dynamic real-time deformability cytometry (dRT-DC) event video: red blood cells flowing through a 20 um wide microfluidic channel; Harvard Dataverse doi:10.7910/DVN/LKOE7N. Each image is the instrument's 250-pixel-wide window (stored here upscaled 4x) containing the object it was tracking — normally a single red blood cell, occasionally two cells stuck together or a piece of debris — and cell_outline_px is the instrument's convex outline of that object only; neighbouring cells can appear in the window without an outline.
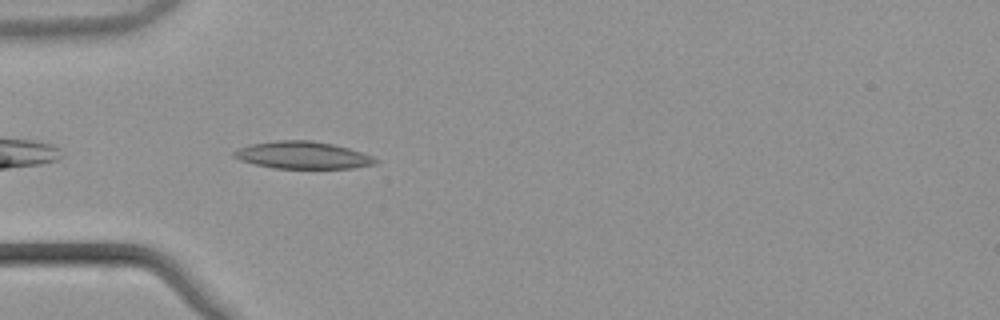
{"species": "common noctule bat (a hibernating species)", "species_latin": "Nyctalus noctula", "temperature_condition": "warm", "stored_images_in_passage": 6, "camera_frame_rate_fps": 3000, "um_per_image_px": 0.085, "animal": {"sex": "male", "body_mass_g": 21.5, "forearm_length_mm": 52.0}, "frame": {"image": 1, "passage_image": 2, "time_ms": 0.333, "image_size_px": [1000, 320], "cell_outline_px": [[380, 160], [376, 164], [352, 168], [276, 168], [256, 164], [240, 160], [232, 156], [232, 152], [240, 148], [252, 144], [280, 140], [312, 140], [332, 144], [348, 148], [372, 156]], "centroid_in_image_um": [25.75, 13.19], "position_along_channel_um": 59.2, "area_um2": 22.25}}